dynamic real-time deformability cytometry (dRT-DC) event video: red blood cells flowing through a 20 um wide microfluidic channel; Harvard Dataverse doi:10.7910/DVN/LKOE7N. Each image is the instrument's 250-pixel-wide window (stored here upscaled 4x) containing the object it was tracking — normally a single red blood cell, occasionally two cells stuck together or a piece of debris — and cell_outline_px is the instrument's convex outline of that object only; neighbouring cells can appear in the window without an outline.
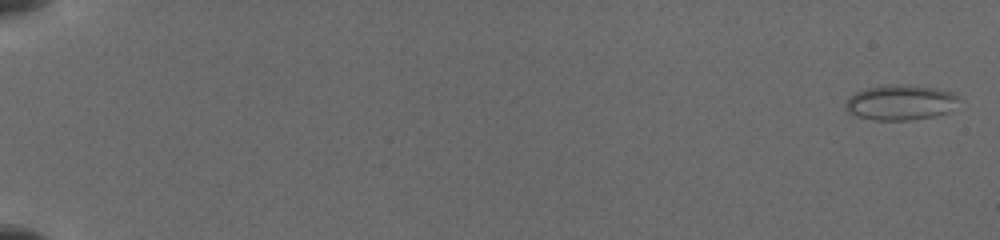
{"species": "common noctule bat (a hibernating species)", "species_latin": "Nyctalus noctula", "temperature_condition": "cold", "stored_images_in_passage": 6, "camera_frame_rate_fps": 3000, "um_per_image_px": 0.085, "animal": {"sex": "female", "body_mass_g": 19.5, "forearm_length_mm": 54.1}, "frame": {"image": 1, "passage_image": 1, "time_ms": 0.0, "image_size_px": [1000, 240], "cell_outline_px": [[956, 100], [948, 112], [932, 116], [908, 120], [876, 120], [856, 116], [848, 112], [844, 108], [844, 104], [856, 92], [864, 88], [932, 88], [952, 92], [956, 96]], "centroid_in_image_um": [76.46, 8.78], "position_along_channel_um": 8.5, "area_um2": 21.68}}